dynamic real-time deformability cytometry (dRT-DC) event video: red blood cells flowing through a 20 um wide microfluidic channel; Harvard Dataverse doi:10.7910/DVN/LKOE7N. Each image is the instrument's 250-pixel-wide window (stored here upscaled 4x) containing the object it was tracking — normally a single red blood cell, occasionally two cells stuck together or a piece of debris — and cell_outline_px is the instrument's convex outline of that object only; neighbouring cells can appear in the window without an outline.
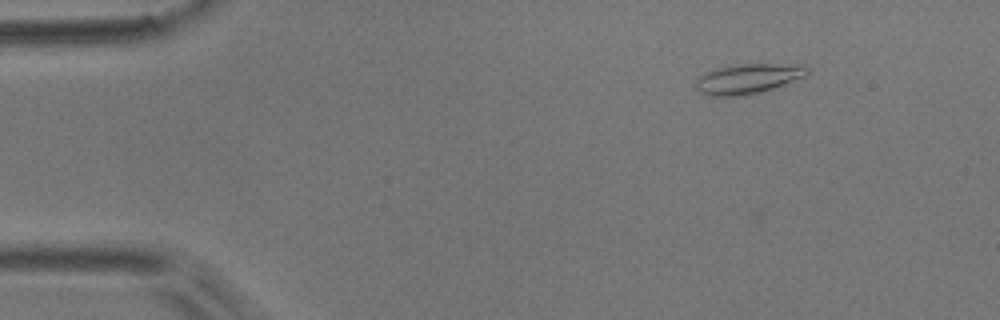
{"species": "common noctule bat (a hibernating species)", "species_latin": "Nyctalus noctula", "temperature_condition": "room temperature", "stored_images_in_passage": 4, "camera_frame_rate_fps": 3000, "um_per_image_px": 0.085, "animal": {"sex": "male", "body_mass_g": 17.9}, "frame": {"image": 1, "passage_image": 2, "time_ms": 0.333, "image_size_px": [1000, 320], "cell_outline_px": [[812, 72], [808, 76], [772, 88], [744, 96], [708, 96], [700, 92], [696, 88], [696, 80], [704, 72], [720, 68], [740, 64], [804, 64]], "centroid_in_image_um": [63.63, 6.69], "position_along_channel_um": 21.4, "area_um2": 19.54}}